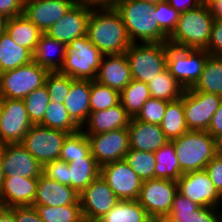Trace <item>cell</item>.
Returning a JSON list of instances; mask_svg holds the SVG:
<instances>
[{"mask_svg":"<svg viewBox=\"0 0 222 222\" xmlns=\"http://www.w3.org/2000/svg\"><path fill=\"white\" fill-rule=\"evenodd\" d=\"M24 0H0V14L12 18L23 15Z\"/></svg>","mask_w":222,"mask_h":222,"instance_id":"obj_50","label":"cell"},{"mask_svg":"<svg viewBox=\"0 0 222 222\" xmlns=\"http://www.w3.org/2000/svg\"><path fill=\"white\" fill-rule=\"evenodd\" d=\"M143 1L156 5L157 3L163 2L165 0H143Z\"/></svg>","mask_w":222,"mask_h":222,"instance_id":"obj_61","label":"cell"},{"mask_svg":"<svg viewBox=\"0 0 222 222\" xmlns=\"http://www.w3.org/2000/svg\"><path fill=\"white\" fill-rule=\"evenodd\" d=\"M95 80L121 92L132 81L125 53L103 55Z\"/></svg>","mask_w":222,"mask_h":222,"instance_id":"obj_21","label":"cell"},{"mask_svg":"<svg viewBox=\"0 0 222 222\" xmlns=\"http://www.w3.org/2000/svg\"><path fill=\"white\" fill-rule=\"evenodd\" d=\"M16 222H43L33 206L12 207Z\"/></svg>","mask_w":222,"mask_h":222,"instance_id":"obj_51","label":"cell"},{"mask_svg":"<svg viewBox=\"0 0 222 222\" xmlns=\"http://www.w3.org/2000/svg\"><path fill=\"white\" fill-rule=\"evenodd\" d=\"M113 7L121 16L132 43H167L168 36L151 15L153 4L143 0H121Z\"/></svg>","mask_w":222,"mask_h":222,"instance_id":"obj_2","label":"cell"},{"mask_svg":"<svg viewBox=\"0 0 222 222\" xmlns=\"http://www.w3.org/2000/svg\"><path fill=\"white\" fill-rule=\"evenodd\" d=\"M38 178L4 177L0 198L5 207L32 206L36 197Z\"/></svg>","mask_w":222,"mask_h":222,"instance_id":"obj_23","label":"cell"},{"mask_svg":"<svg viewBox=\"0 0 222 222\" xmlns=\"http://www.w3.org/2000/svg\"><path fill=\"white\" fill-rule=\"evenodd\" d=\"M160 127L169 141L189 131L185 122L183 95L180 99L171 101L167 104L166 112Z\"/></svg>","mask_w":222,"mask_h":222,"instance_id":"obj_31","label":"cell"},{"mask_svg":"<svg viewBox=\"0 0 222 222\" xmlns=\"http://www.w3.org/2000/svg\"><path fill=\"white\" fill-rule=\"evenodd\" d=\"M33 60V54L25 47L17 45L6 33L0 34V73L13 70Z\"/></svg>","mask_w":222,"mask_h":222,"instance_id":"obj_29","label":"cell"},{"mask_svg":"<svg viewBox=\"0 0 222 222\" xmlns=\"http://www.w3.org/2000/svg\"><path fill=\"white\" fill-rule=\"evenodd\" d=\"M170 142L183 174L204 170L216 155L215 138L208 131L189 130Z\"/></svg>","mask_w":222,"mask_h":222,"instance_id":"obj_4","label":"cell"},{"mask_svg":"<svg viewBox=\"0 0 222 222\" xmlns=\"http://www.w3.org/2000/svg\"><path fill=\"white\" fill-rule=\"evenodd\" d=\"M90 151L100 167L123 160L130 150L128 128H120L101 134L87 135Z\"/></svg>","mask_w":222,"mask_h":222,"instance_id":"obj_17","label":"cell"},{"mask_svg":"<svg viewBox=\"0 0 222 222\" xmlns=\"http://www.w3.org/2000/svg\"><path fill=\"white\" fill-rule=\"evenodd\" d=\"M84 1H87L91 6L113 7L117 2L121 0H84Z\"/></svg>","mask_w":222,"mask_h":222,"instance_id":"obj_56","label":"cell"},{"mask_svg":"<svg viewBox=\"0 0 222 222\" xmlns=\"http://www.w3.org/2000/svg\"><path fill=\"white\" fill-rule=\"evenodd\" d=\"M199 206L183 196L179 192L176 193L172 203L170 212L168 214H187L194 212Z\"/></svg>","mask_w":222,"mask_h":222,"instance_id":"obj_49","label":"cell"},{"mask_svg":"<svg viewBox=\"0 0 222 222\" xmlns=\"http://www.w3.org/2000/svg\"><path fill=\"white\" fill-rule=\"evenodd\" d=\"M178 192L177 181L150 179L142 183L137 201L151 218H164L170 212Z\"/></svg>","mask_w":222,"mask_h":222,"instance_id":"obj_10","label":"cell"},{"mask_svg":"<svg viewBox=\"0 0 222 222\" xmlns=\"http://www.w3.org/2000/svg\"><path fill=\"white\" fill-rule=\"evenodd\" d=\"M2 109H3V98L0 96V122H1Z\"/></svg>","mask_w":222,"mask_h":222,"instance_id":"obj_62","label":"cell"},{"mask_svg":"<svg viewBox=\"0 0 222 222\" xmlns=\"http://www.w3.org/2000/svg\"><path fill=\"white\" fill-rule=\"evenodd\" d=\"M5 177L38 178L43 166L20 144L0 145Z\"/></svg>","mask_w":222,"mask_h":222,"instance_id":"obj_18","label":"cell"},{"mask_svg":"<svg viewBox=\"0 0 222 222\" xmlns=\"http://www.w3.org/2000/svg\"><path fill=\"white\" fill-rule=\"evenodd\" d=\"M90 152V141L80 129L66 136L59 159L69 163L78 158H85Z\"/></svg>","mask_w":222,"mask_h":222,"instance_id":"obj_37","label":"cell"},{"mask_svg":"<svg viewBox=\"0 0 222 222\" xmlns=\"http://www.w3.org/2000/svg\"><path fill=\"white\" fill-rule=\"evenodd\" d=\"M120 103V92L91 80L90 112L106 110Z\"/></svg>","mask_w":222,"mask_h":222,"instance_id":"obj_40","label":"cell"},{"mask_svg":"<svg viewBox=\"0 0 222 222\" xmlns=\"http://www.w3.org/2000/svg\"><path fill=\"white\" fill-rule=\"evenodd\" d=\"M5 209L4 201L0 198V213Z\"/></svg>","mask_w":222,"mask_h":222,"instance_id":"obj_63","label":"cell"},{"mask_svg":"<svg viewBox=\"0 0 222 222\" xmlns=\"http://www.w3.org/2000/svg\"><path fill=\"white\" fill-rule=\"evenodd\" d=\"M5 32L17 45L27 48L32 54L42 34L24 15L8 18Z\"/></svg>","mask_w":222,"mask_h":222,"instance_id":"obj_28","label":"cell"},{"mask_svg":"<svg viewBox=\"0 0 222 222\" xmlns=\"http://www.w3.org/2000/svg\"><path fill=\"white\" fill-rule=\"evenodd\" d=\"M127 128L130 149L154 153L169 142L158 124L145 123L133 117Z\"/></svg>","mask_w":222,"mask_h":222,"instance_id":"obj_22","label":"cell"},{"mask_svg":"<svg viewBox=\"0 0 222 222\" xmlns=\"http://www.w3.org/2000/svg\"><path fill=\"white\" fill-rule=\"evenodd\" d=\"M86 35L103 55L123 54L132 44L121 16L111 6L91 8Z\"/></svg>","mask_w":222,"mask_h":222,"instance_id":"obj_1","label":"cell"},{"mask_svg":"<svg viewBox=\"0 0 222 222\" xmlns=\"http://www.w3.org/2000/svg\"><path fill=\"white\" fill-rule=\"evenodd\" d=\"M79 201L82 216L93 222L102 219L120 199L99 175L80 193Z\"/></svg>","mask_w":222,"mask_h":222,"instance_id":"obj_15","label":"cell"},{"mask_svg":"<svg viewBox=\"0 0 222 222\" xmlns=\"http://www.w3.org/2000/svg\"><path fill=\"white\" fill-rule=\"evenodd\" d=\"M206 52L210 56H222V19H215Z\"/></svg>","mask_w":222,"mask_h":222,"instance_id":"obj_47","label":"cell"},{"mask_svg":"<svg viewBox=\"0 0 222 222\" xmlns=\"http://www.w3.org/2000/svg\"><path fill=\"white\" fill-rule=\"evenodd\" d=\"M66 133H74L81 128L71 119L63 103L51 101L44 113V118L39 124Z\"/></svg>","mask_w":222,"mask_h":222,"instance_id":"obj_36","label":"cell"},{"mask_svg":"<svg viewBox=\"0 0 222 222\" xmlns=\"http://www.w3.org/2000/svg\"><path fill=\"white\" fill-rule=\"evenodd\" d=\"M69 165L67 162L57 159L43 165L42 174L56 180L59 183L68 185Z\"/></svg>","mask_w":222,"mask_h":222,"instance_id":"obj_46","label":"cell"},{"mask_svg":"<svg viewBox=\"0 0 222 222\" xmlns=\"http://www.w3.org/2000/svg\"><path fill=\"white\" fill-rule=\"evenodd\" d=\"M150 222H168L165 218H151Z\"/></svg>","mask_w":222,"mask_h":222,"instance_id":"obj_60","label":"cell"},{"mask_svg":"<svg viewBox=\"0 0 222 222\" xmlns=\"http://www.w3.org/2000/svg\"><path fill=\"white\" fill-rule=\"evenodd\" d=\"M213 23L214 18L208 5L202 3L179 14L176 28L168 37L167 43L180 48L206 50Z\"/></svg>","mask_w":222,"mask_h":222,"instance_id":"obj_3","label":"cell"},{"mask_svg":"<svg viewBox=\"0 0 222 222\" xmlns=\"http://www.w3.org/2000/svg\"><path fill=\"white\" fill-rule=\"evenodd\" d=\"M222 96L218 94L185 89L183 107L189 130L207 131L211 118L217 111Z\"/></svg>","mask_w":222,"mask_h":222,"instance_id":"obj_11","label":"cell"},{"mask_svg":"<svg viewBox=\"0 0 222 222\" xmlns=\"http://www.w3.org/2000/svg\"><path fill=\"white\" fill-rule=\"evenodd\" d=\"M191 89L222 96V56L208 57L199 79Z\"/></svg>","mask_w":222,"mask_h":222,"instance_id":"obj_30","label":"cell"},{"mask_svg":"<svg viewBox=\"0 0 222 222\" xmlns=\"http://www.w3.org/2000/svg\"><path fill=\"white\" fill-rule=\"evenodd\" d=\"M215 154L222 158V134L215 138Z\"/></svg>","mask_w":222,"mask_h":222,"instance_id":"obj_57","label":"cell"},{"mask_svg":"<svg viewBox=\"0 0 222 222\" xmlns=\"http://www.w3.org/2000/svg\"><path fill=\"white\" fill-rule=\"evenodd\" d=\"M209 56L206 50L180 48L167 43V68L184 89L194 86Z\"/></svg>","mask_w":222,"mask_h":222,"instance_id":"obj_8","label":"cell"},{"mask_svg":"<svg viewBox=\"0 0 222 222\" xmlns=\"http://www.w3.org/2000/svg\"><path fill=\"white\" fill-rule=\"evenodd\" d=\"M66 133L41 125H32L20 144L43 166L59 159Z\"/></svg>","mask_w":222,"mask_h":222,"instance_id":"obj_9","label":"cell"},{"mask_svg":"<svg viewBox=\"0 0 222 222\" xmlns=\"http://www.w3.org/2000/svg\"><path fill=\"white\" fill-rule=\"evenodd\" d=\"M78 0H24L23 15L42 33L63 17Z\"/></svg>","mask_w":222,"mask_h":222,"instance_id":"obj_19","label":"cell"},{"mask_svg":"<svg viewBox=\"0 0 222 222\" xmlns=\"http://www.w3.org/2000/svg\"><path fill=\"white\" fill-rule=\"evenodd\" d=\"M207 5L214 20L222 19V0H211Z\"/></svg>","mask_w":222,"mask_h":222,"instance_id":"obj_54","label":"cell"},{"mask_svg":"<svg viewBox=\"0 0 222 222\" xmlns=\"http://www.w3.org/2000/svg\"><path fill=\"white\" fill-rule=\"evenodd\" d=\"M65 55L64 43L42 33L33 52V61L49 72H56L61 70Z\"/></svg>","mask_w":222,"mask_h":222,"instance_id":"obj_26","label":"cell"},{"mask_svg":"<svg viewBox=\"0 0 222 222\" xmlns=\"http://www.w3.org/2000/svg\"><path fill=\"white\" fill-rule=\"evenodd\" d=\"M124 160L142 181L155 179L154 153L130 149L124 156Z\"/></svg>","mask_w":222,"mask_h":222,"instance_id":"obj_38","label":"cell"},{"mask_svg":"<svg viewBox=\"0 0 222 222\" xmlns=\"http://www.w3.org/2000/svg\"><path fill=\"white\" fill-rule=\"evenodd\" d=\"M149 98L148 84L134 79L120 92V103L131 118L138 115Z\"/></svg>","mask_w":222,"mask_h":222,"instance_id":"obj_35","label":"cell"},{"mask_svg":"<svg viewBox=\"0 0 222 222\" xmlns=\"http://www.w3.org/2000/svg\"><path fill=\"white\" fill-rule=\"evenodd\" d=\"M32 125L24 100L3 98L0 145L20 143Z\"/></svg>","mask_w":222,"mask_h":222,"instance_id":"obj_13","label":"cell"},{"mask_svg":"<svg viewBox=\"0 0 222 222\" xmlns=\"http://www.w3.org/2000/svg\"><path fill=\"white\" fill-rule=\"evenodd\" d=\"M101 222H150L151 217L137 200H120Z\"/></svg>","mask_w":222,"mask_h":222,"instance_id":"obj_32","label":"cell"},{"mask_svg":"<svg viewBox=\"0 0 222 222\" xmlns=\"http://www.w3.org/2000/svg\"><path fill=\"white\" fill-rule=\"evenodd\" d=\"M103 54L87 35L66 45V55L60 73L73 79L95 80Z\"/></svg>","mask_w":222,"mask_h":222,"instance_id":"obj_6","label":"cell"},{"mask_svg":"<svg viewBox=\"0 0 222 222\" xmlns=\"http://www.w3.org/2000/svg\"><path fill=\"white\" fill-rule=\"evenodd\" d=\"M49 71L33 60L21 67L0 73V96L23 100L35 89L45 85Z\"/></svg>","mask_w":222,"mask_h":222,"instance_id":"obj_7","label":"cell"},{"mask_svg":"<svg viewBox=\"0 0 222 222\" xmlns=\"http://www.w3.org/2000/svg\"><path fill=\"white\" fill-rule=\"evenodd\" d=\"M134 80L149 83L167 68V43H132L125 51Z\"/></svg>","mask_w":222,"mask_h":222,"instance_id":"obj_5","label":"cell"},{"mask_svg":"<svg viewBox=\"0 0 222 222\" xmlns=\"http://www.w3.org/2000/svg\"><path fill=\"white\" fill-rule=\"evenodd\" d=\"M92 7L87 1L78 0L45 34L65 45L85 36Z\"/></svg>","mask_w":222,"mask_h":222,"instance_id":"obj_16","label":"cell"},{"mask_svg":"<svg viewBox=\"0 0 222 222\" xmlns=\"http://www.w3.org/2000/svg\"><path fill=\"white\" fill-rule=\"evenodd\" d=\"M201 1H202V3L207 5L211 0H201Z\"/></svg>","mask_w":222,"mask_h":222,"instance_id":"obj_65","label":"cell"},{"mask_svg":"<svg viewBox=\"0 0 222 222\" xmlns=\"http://www.w3.org/2000/svg\"><path fill=\"white\" fill-rule=\"evenodd\" d=\"M28 116L33 125H39L43 118L44 113L51 102L46 86H42L32 91L24 99Z\"/></svg>","mask_w":222,"mask_h":222,"instance_id":"obj_41","label":"cell"},{"mask_svg":"<svg viewBox=\"0 0 222 222\" xmlns=\"http://www.w3.org/2000/svg\"><path fill=\"white\" fill-rule=\"evenodd\" d=\"M222 208L201 207L187 214H168L164 217L168 222H219Z\"/></svg>","mask_w":222,"mask_h":222,"instance_id":"obj_44","label":"cell"},{"mask_svg":"<svg viewBox=\"0 0 222 222\" xmlns=\"http://www.w3.org/2000/svg\"><path fill=\"white\" fill-rule=\"evenodd\" d=\"M179 14L166 0L154 5L151 11L153 20L168 37L176 28Z\"/></svg>","mask_w":222,"mask_h":222,"instance_id":"obj_43","label":"cell"},{"mask_svg":"<svg viewBox=\"0 0 222 222\" xmlns=\"http://www.w3.org/2000/svg\"><path fill=\"white\" fill-rule=\"evenodd\" d=\"M148 88L152 98L168 102L180 99L185 91L184 87L170 74L168 68L156 75L153 81L148 83Z\"/></svg>","mask_w":222,"mask_h":222,"instance_id":"obj_34","label":"cell"},{"mask_svg":"<svg viewBox=\"0 0 222 222\" xmlns=\"http://www.w3.org/2000/svg\"><path fill=\"white\" fill-rule=\"evenodd\" d=\"M73 80L70 76L59 71L49 72L46 77L45 86L51 101L63 103L70 92Z\"/></svg>","mask_w":222,"mask_h":222,"instance_id":"obj_42","label":"cell"},{"mask_svg":"<svg viewBox=\"0 0 222 222\" xmlns=\"http://www.w3.org/2000/svg\"><path fill=\"white\" fill-rule=\"evenodd\" d=\"M156 167L155 179L178 181L183 175L173 144L169 141L154 152Z\"/></svg>","mask_w":222,"mask_h":222,"instance_id":"obj_33","label":"cell"},{"mask_svg":"<svg viewBox=\"0 0 222 222\" xmlns=\"http://www.w3.org/2000/svg\"><path fill=\"white\" fill-rule=\"evenodd\" d=\"M7 18L0 14V34L5 32Z\"/></svg>","mask_w":222,"mask_h":222,"instance_id":"obj_58","label":"cell"},{"mask_svg":"<svg viewBox=\"0 0 222 222\" xmlns=\"http://www.w3.org/2000/svg\"><path fill=\"white\" fill-rule=\"evenodd\" d=\"M178 13H184L202 4L201 0H166Z\"/></svg>","mask_w":222,"mask_h":222,"instance_id":"obj_53","label":"cell"},{"mask_svg":"<svg viewBox=\"0 0 222 222\" xmlns=\"http://www.w3.org/2000/svg\"><path fill=\"white\" fill-rule=\"evenodd\" d=\"M131 117L121 103L106 110L90 112L81 130L86 135L101 134L120 128H127Z\"/></svg>","mask_w":222,"mask_h":222,"instance_id":"obj_24","label":"cell"},{"mask_svg":"<svg viewBox=\"0 0 222 222\" xmlns=\"http://www.w3.org/2000/svg\"><path fill=\"white\" fill-rule=\"evenodd\" d=\"M43 222H76L82 217L80 204L59 207L32 205Z\"/></svg>","mask_w":222,"mask_h":222,"instance_id":"obj_39","label":"cell"},{"mask_svg":"<svg viewBox=\"0 0 222 222\" xmlns=\"http://www.w3.org/2000/svg\"><path fill=\"white\" fill-rule=\"evenodd\" d=\"M68 165V186L79 194L100 175V166L91 152L85 158L75 159Z\"/></svg>","mask_w":222,"mask_h":222,"instance_id":"obj_27","label":"cell"},{"mask_svg":"<svg viewBox=\"0 0 222 222\" xmlns=\"http://www.w3.org/2000/svg\"><path fill=\"white\" fill-rule=\"evenodd\" d=\"M205 171L209 175L215 188L222 195V158L215 155L205 167Z\"/></svg>","mask_w":222,"mask_h":222,"instance_id":"obj_48","label":"cell"},{"mask_svg":"<svg viewBox=\"0 0 222 222\" xmlns=\"http://www.w3.org/2000/svg\"><path fill=\"white\" fill-rule=\"evenodd\" d=\"M207 131L216 138L222 134V99L220 101L219 107L213 117L211 118L210 124Z\"/></svg>","mask_w":222,"mask_h":222,"instance_id":"obj_52","label":"cell"},{"mask_svg":"<svg viewBox=\"0 0 222 222\" xmlns=\"http://www.w3.org/2000/svg\"><path fill=\"white\" fill-rule=\"evenodd\" d=\"M91 80L74 79L70 92L63 105L71 119L80 127L86 123L90 114Z\"/></svg>","mask_w":222,"mask_h":222,"instance_id":"obj_25","label":"cell"},{"mask_svg":"<svg viewBox=\"0 0 222 222\" xmlns=\"http://www.w3.org/2000/svg\"><path fill=\"white\" fill-rule=\"evenodd\" d=\"M76 222H92L91 220H88L87 218H85L84 216H82L78 221Z\"/></svg>","mask_w":222,"mask_h":222,"instance_id":"obj_64","label":"cell"},{"mask_svg":"<svg viewBox=\"0 0 222 222\" xmlns=\"http://www.w3.org/2000/svg\"><path fill=\"white\" fill-rule=\"evenodd\" d=\"M100 175L120 200L138 199L143 181L124 159L103 165Z\"/></svg>","mask_w":222,"mask_h":222,"instance_id":"obj_14","label":"cell"},{"mask_svg":"<svg viewBox=\"0 0 222 222\" xmlns=\"http://www.w3.org/2000/svg\"><path fill=\"white\" fill-rule=\"evenodd\" d=\"M0 222H16L14 218V211L5 207V209L0 213Z\"/></svg>","mask_w":222,"mask_h":222,"instance_id":"obj_55","label":"cell"},{"mask_svg":"<svg viewBox=\"0 0 222 222\" xmlns=\"http://www.w3.org/2000/svg\"><path fill=\"white\" fill-rule=\"evenodd\" d=\"M4 172H3V162L1 159V149H0V190L2 187L3 179H4Z\"/></svg>","mask_w":222,"mask_h":222,"instance_id":"obj_59","label":"cell"},{"mask_svg":"<svg viewBox=\"0 0 222 222\" xmlns=\"http://www.w3.org/2000/svg\"><path fill=\"white\" fill-rule=\"evenodd\" d=\"M178 192L201 207L222 208V195L204 170L184 173L177 181Z\"/></svg>","mask_w":222,"mask_h":222,"instance_id":"obj_12","label":"cell"},{"mask_svg":"<svg viewBox=\"0 0 222 222\" xmlns=\"http://www.w3.org/2000/svg\"><path fill=\"white\" fill-rule=\"evenodd\" d=\"M79 198L80 194L75 189L41 174L38 177L33 205L59 207L68 204H80Z\"/></svg>","mask_w":222,"mask_h":222,"instance_id":"obj_20","label":"cell"},{"mask_svg":"<svg viewBox=\"0 0 222 222\" xmlns=\"http://www.w3.org/2000/svg\"><path fill=\"white\" fill-rule=\"evenodd\" d=\"M168 103V101L151 97L142 105L141 111L135 118L145 123L160 125Z\"/></svg>","mask_w":222,"mask_h":222,"instance_id":"obj_45","label":"cell"}]
</instances>
